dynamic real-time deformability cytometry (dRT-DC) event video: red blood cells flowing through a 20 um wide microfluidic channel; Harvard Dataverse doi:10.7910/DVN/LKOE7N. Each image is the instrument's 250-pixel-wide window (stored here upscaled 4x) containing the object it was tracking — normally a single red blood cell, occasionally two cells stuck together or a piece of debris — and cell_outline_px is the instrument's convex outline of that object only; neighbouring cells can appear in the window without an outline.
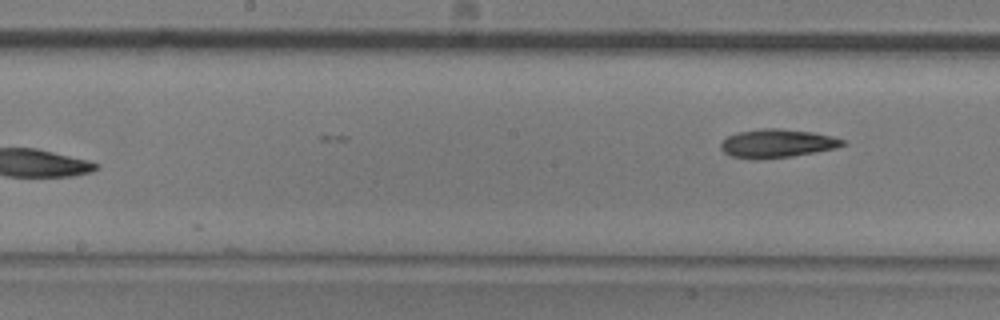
{"species": "common noctule bat (a hibernating species)", "species_latin": "Nyctalus noctula", "temperature_condition": "room temperature", "stored_images_in_passage": 7, "camera_frame_rate_fps": 3000, "um_per_image_px": 0.085, "animal": {"sex": "male", "body_mass_g": 20.5, "forearm_length_mm": 52.5}, "frame": {"image": 1, "passage_image": 7, "time_ms": 2.0, "image_size_px": [1000, 320], "cell_outline_px": [[848, 144], [836, 148], [816, 152], [792, 156], [732, 156], [724, 152], [720, 148], [720, 144], [728, 136], [736, 132], [760, 128], [776, 128], [812, 132], [832, 136], [844, 140]], "centroid_in_image_um": [66.12, 12.14], "position_along_channel_um": 182.1, "area_um2": 19.48}}